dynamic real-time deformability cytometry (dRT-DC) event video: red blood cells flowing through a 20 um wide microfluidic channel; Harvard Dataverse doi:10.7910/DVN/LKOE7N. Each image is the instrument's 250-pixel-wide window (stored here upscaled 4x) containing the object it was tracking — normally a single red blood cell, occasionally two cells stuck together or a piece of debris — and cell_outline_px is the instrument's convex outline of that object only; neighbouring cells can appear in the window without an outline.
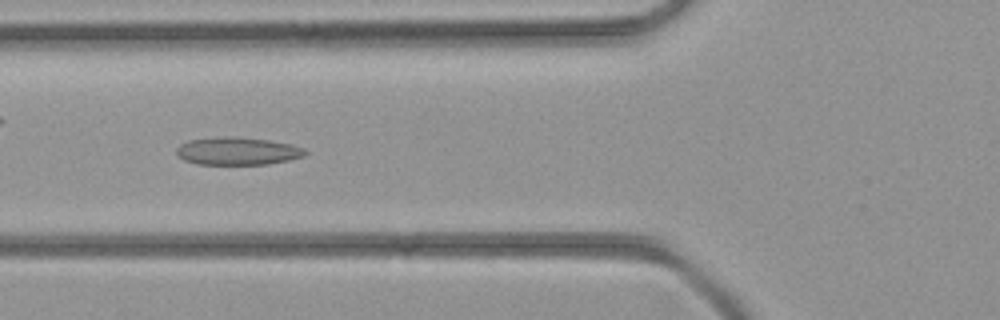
{"species": "common noctule bat (a hibernating species)", "species_latin": "Nyctalus noctula", "temperature_condition": "room temperature", "stored_images_in_passage": 27, "camera_frame_rate_fps": 3000, "um_per_image_px": 0.085, "animal": {"sex": "female", "body_mass_g": 21.9}, "frame": {"image": 1, "passage_image": 6, "time_ms": 1.667, "image_size_px": [1000, 320], "cell_outline_px": [[308, 152], [304, 156], [288, 160], [268, 164], [196, 164], [184, 160], [176, 152], [176, 148], [180, 144], [188, 140], [224, 136], [236, 136], [268, 140], [292, 144], [304, 148]], "centroid_in_image_um": [20.2, 12.83], "position_along_channel_um": 105.6, "area_um2": 20.87}}
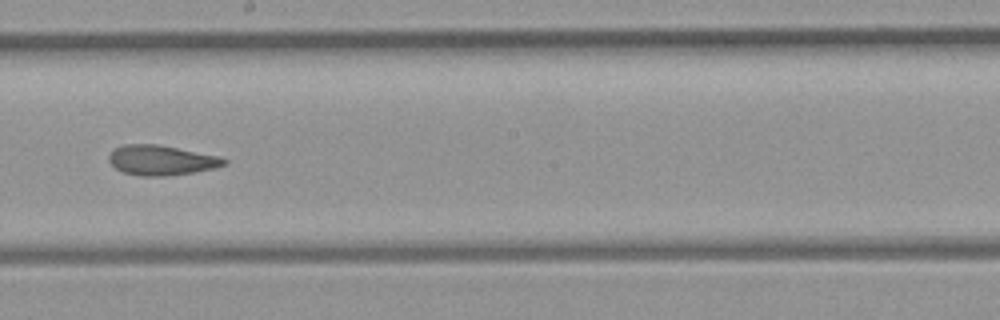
{"frame": {"image": 2, "passage_image": 14, "time_ms": 4.333, "image_size_px": [1000, 320], "cell_outline_px": [[228, 164], [196, 172], [160, 176], [140, 176], [124, 172], [116, 168], [108, 160], [108, 156], [116, 148], [124, 144], [156, 144], [220, 156], [228, 160]], "centroid_in_image_um": [13.73, 13.62], "position_along_channel_um": 234.5, "area_um2": 19.94}}
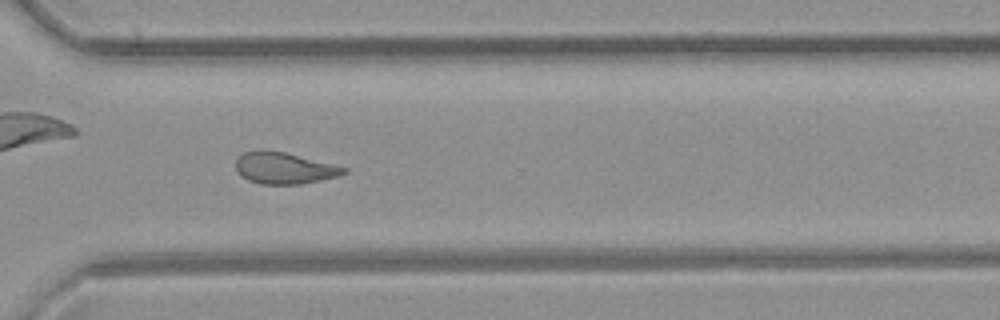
{"frame": {"image": 3, "passage_image": 21, "time_ms": 6.667, "image_size_px": [1000, 320], "cell_outline_px": [[348, 172], [340, 176], [300, 184], [260, 184], [248, 180], [240, 176], [236, 172], [236, 160], [244, 152], [284, 152], [348, 168]], "centroid_in_image_um": [24.18, 14.33], "position_along_channel_um": 346.4, "area_um2": 19.42}}